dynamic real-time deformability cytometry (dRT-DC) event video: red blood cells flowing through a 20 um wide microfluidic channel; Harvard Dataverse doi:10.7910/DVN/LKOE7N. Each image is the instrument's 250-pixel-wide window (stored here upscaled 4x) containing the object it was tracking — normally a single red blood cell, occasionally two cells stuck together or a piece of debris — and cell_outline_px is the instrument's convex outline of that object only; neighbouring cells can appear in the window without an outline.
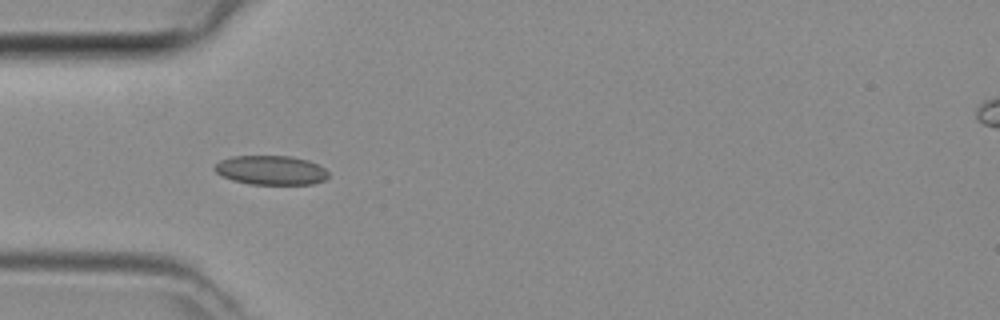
{"species": "common noctule bat (a hibernating species)", "species_latin": "Nyctalus noctula", "temperature_condition": "room temperature", "stored_images_in_passage": 3, "camera_frame_rate_fps": 3000, "um_per_image_px": 0.085, "animal": {"sex": "female", "body_mass_g": 29.2, "forearm_length_mm": 56.3}, "frame": {"image": 1, "passage_image": 3, "time_ms": 0.667, "image_size_px": [1000, 320], "cell_outline_px": [[328, 176], [324, 180], [312, 184], [248, 184], [232, 180], [220, 176], [212, 168], [220, 160], [232, 156], [292, 156], [308, 160], [324, 168], [328, 172]], "centroid_in_image_um": [22.99, 14.46], "position_along_channel_um": 62.0, "area_um2": 19.48}}